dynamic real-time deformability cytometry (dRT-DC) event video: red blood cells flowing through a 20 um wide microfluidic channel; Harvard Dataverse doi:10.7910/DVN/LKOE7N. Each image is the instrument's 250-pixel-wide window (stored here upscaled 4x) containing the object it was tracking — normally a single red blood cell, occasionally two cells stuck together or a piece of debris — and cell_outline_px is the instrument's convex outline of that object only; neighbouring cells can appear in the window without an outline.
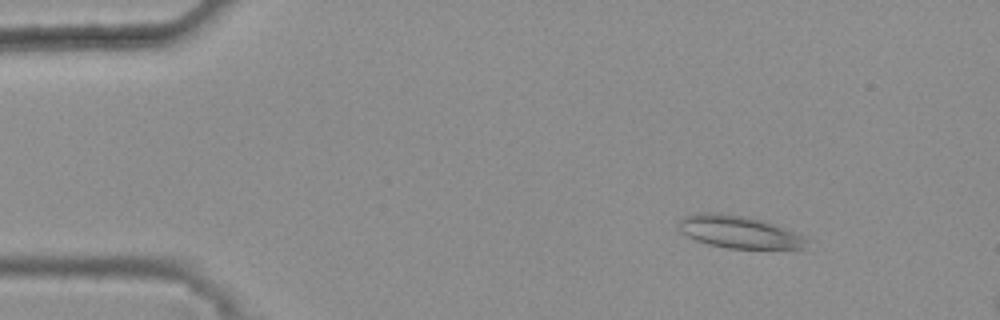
{"species": "common noctule bat (a hibernating species)", "species_latin": "Nyctalus noctula", "temperature_condition": "warm", "stored_images_in_passage": 45, "camera_frame_rate_fps": 3000, "um_per_image_px": 0.085, "animal": {"sex": "female", "body_mass_g": 25.1}, "frame": {"image": 1, "passage_image": 7, "time_ms": 2.0, "image_size_px": [1000, 320], "cell_outline_px": [[808, 240], [804, 248], [724, 248], [708, 244], [696, 240], [688, 236], [676, 228], [676, 224], [684, 216], [696, 212], [720, 212], [748, 216], [776, 224], [808, 236]], "centroid_in_image_um": [62.8, 19.69], "position_along_channel_um": 22.2, "area_um2": 24.68}}
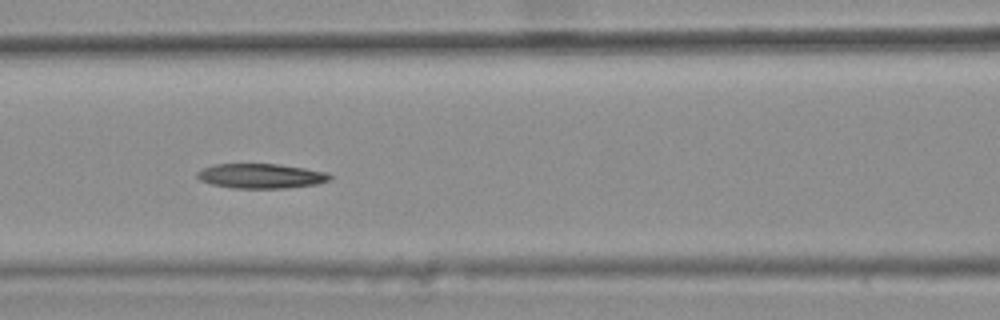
{"frame": {"image": 2, "passage_image": 23, "time_ms": 7.333, "image_size_px": [1000, 320], "cell_outline_px": [[332, 180], [316, 184], [288, 188], [232, 188], [212, 184], [200, 180], [196, 176], [196, 172], [212, 164], [280, 164], [328, 172], [332, 176]], "centroid_in_image_um": [22.2, 14.96], "position_along_channel_um": 144.4, "area_um2": 19.25}}
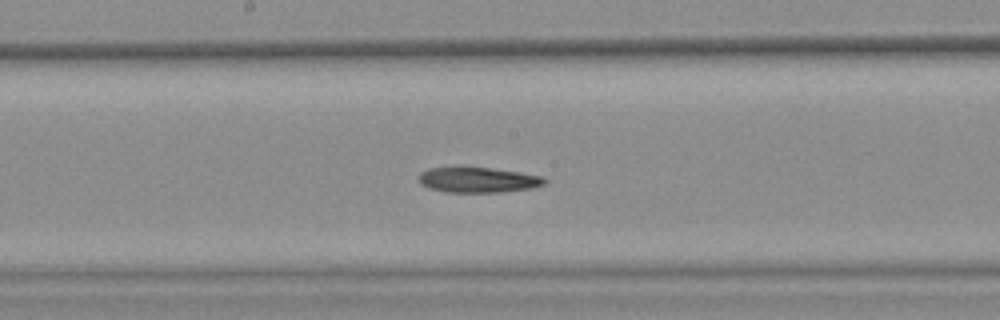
{"frame": {"image": 3, "passage_image": 28, "time_ms": 9.0, "image_size_px": [1000, 320], "cell_outline_px": [[548, 180], [544, 184], [532, 188], [500, 192], [448, 192], [428, 188], [420, 184], [416, 180], [420, 172], [428, 168], [492, 168], [520, 172], [544, 176]], "centroid_in_image_um": [40.63, 15.29], "position_along_channel_um": 207.6, "area_um2": 18.61}}